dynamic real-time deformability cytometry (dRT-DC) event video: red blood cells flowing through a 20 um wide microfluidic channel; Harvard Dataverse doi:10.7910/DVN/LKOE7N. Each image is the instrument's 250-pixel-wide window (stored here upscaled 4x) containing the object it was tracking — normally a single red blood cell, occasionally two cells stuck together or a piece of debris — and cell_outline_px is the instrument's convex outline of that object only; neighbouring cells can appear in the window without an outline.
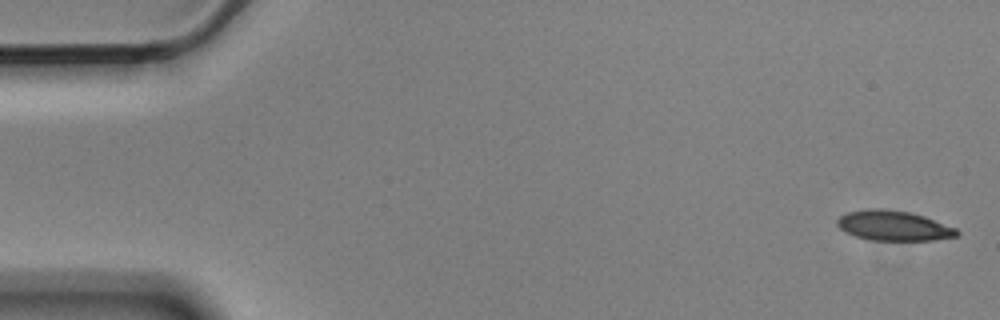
{"species": "Egyptian fruit bat (a non-hibernating species)", "species_latin": "Rousettus aegyptiacus", "temperature_condition": "cold", "stored_images_in_passage": 4, "camera_frame_rate_fps": 3000, "um_per_image_px": 0.085, "animal": {"sex": "male"}, "frame": {"image": 1, "passage_image": 1, "time_ms": 0.0, "image_size_px": [1000, 320], "cell_outline_px": [[960, 232], [956, 236], [932, 240], [868, 240], [844, 232], [836, 224], [836, 220], [840, 216], [848, 212], [868, 208], [884, 208], [908, 212], [924, 216], [956, 228]], "centroid_in_image_um": [75.92, 19.18], "position_along_channel_um": 9.1, "area_um2": 20.92}}